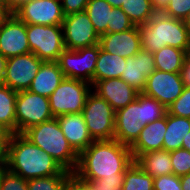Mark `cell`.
I'll list each match as a JSON object with an SVG mask.
<instances>
[{"instance_id": "6da1fadb", "label": "cell", "mask_w": 190, "mask_h": 190, "mask_svg": "<svg viewBox=\"0 0 190 190\" xmlns=\"http://www.w3.org/2000/svg\"><path fill=\"white\" fill-rule=\"evenodd\" d=\"M133 161L130 146L116 139L93 141L78 155L73 175L83 182L123 181L126 169Z\"/></svg>"}, {"instance_id": "603a6c76", "label": "cell", "mask_w": 190, "mask_h": 190, "mask_svg": "<svg viewBox=\"0 0 190 190\" xmlns=\"http://www.w3.org/2000/svg\"><path fill=\"white\" fill-rule=\"evenodd\" d=\"M190 131V119L178 117L166 112V132L163 140V150L172 151L182 147L183 138Z\"/></svg>"}, {"instance_id": "d6a6232c", "label": "cell", "mask_w": 190, "mask_h": 190, "mask_svg": "<svg viewBox=\"0 0 190 190\" xmlns=\"http://www.w3.org/2000/svg\"><path fill=\"white\" fill-rule=\"evenodd\" d=\"M134 24L126 13L119 7H113L111 11L110 24H107V33H116L131 29Z\"/></svg>"}, {"instance_id": "681fc988", "label": "cell", "mask_w": 190, "mask_h": 190, "mask_svg": "<svg viewBox=\"0 0 190 190\" xmlns=\"http://www.w3.org/2000/svg\"><path fill=\"white\" fill-rule=\"evenodd\" d=\"M111 6L113 7H121V4L125 1V0H106Z\"/></svg>"}, {"instance_id": "4fadbf2b", "label": "cell", "mask_w": 190, "mask_h": 190, "mask_svg": "<svg viewBox=\"0 0 190 190\" xmlns=\"http://www.w3.org/2000/svg\"><path fill=\"white\" fill-rule=\"evenodd\" d=\"M184 83L180 73L155 70L147 77L144 95L156 99L168 108L183 92Z\"/></svg>"}, {"instance_id": "c3c4849f", "label": "cell", "mask_w": 190, "mask_h": 190, "mask_svg": "<svg viewBox=\"0 0 190 190\" xmlns=\"http://www.w3.org/2000/svg\"><path fill=\"white\" fill-rule=\"evenodd\" d=\"M181 148L190 151V131L187 133V136L183 138V143Z\"/></svg>"}, {"instance_id": "ffe728a7", "label": "cell", "mask_w": 190, "mask_h": 190, "mask_svg": "<svg viewBox=\"0 0 190 190\" xmlns=\"http://www.w3.org/2000/svg\"><path fill=\"white\" fill-rule=\"evenodd\" d=\"M166 132V114L164 117L144 126L139 137L130 146L133 160L139 155L150 151L163 150Z\"/></svg>"}, {"instance_id": "f5cc1de1", "label": "cell", "mask_w": 190, "mask_h": 190, "mask_svg": "<svg viewBox=\"0 0 190 190\" xmlns=\"http://www.w3.org/2000/svg\"><path fill=\"white\" fill-rule=\"evenodd\" d=\"M0 7H3L7 10V1L6 0H0Z\"/></svg>"}, {"instance_id": "7c38bea8", "label": "cell", "mask_w": 190, "mask_h": 190, "mask_svg": "<svg viewBox=\"0 0 190 190\" xmlns=\"http://www.w3.org/2000/svg\"><path fill=\"white\" fill-rule=\"evenodd\" d=\"M14 15L26 24L62 25L61 0H29Z\"/></svg>"}, {"instance_id": "277c9868", "label": "cell", "mask_w": 190, "mask_h": 190, "mask_svg": "<svg viewBox=\"0 0 190 190\" xmlns=\"http://www.w3.org/2000/svg\"><path fill=\"white\" fill-rule=\"evenodd\" d=\"M23 135L52 156L65 170L75 171L78 154L69 145L57 118L32 126Z\"/></svg>"}, {"instance_id": "484cf974", "label": "cell", "mask_w": 190, "mask_h": 190, "mask_svg": "<svg viewBox=\"0 0 190 190\" xmlns=\"http://www.w3.org/2000/svg\"><path fill=\"white\" fill-rule=\"evenodd\" d=\"M153 54L156 70L170 73H180L184 59L188 55L185 50L171 46L162 47Z\"/></svg>"}, {"instance_id": "7dc6e473", "label": "cell", "mask_w": 190, "mask_h": 190, "mask_svg": "<svg viewBox=\"0 0 190 190\" xmlns=\"http://www.w3.org/2000/svg\"><path fill=\"white\" fill-rule=\"evenodd\" d=\"M11 14L3 7H0V26Z\"/></svg>"}, {"instance_id": "52a82bcc", "label": "cell", "mask_w": 190, "mask_h": 190, "mask_svg": "<svg viewBox=\"0 0 190 190\" xmlns=\"http://www.w3.org/2000/svg\"><path fill=\"white\" fill-rule=\"evenodd\" d=\"M16 133L23 134L32 126L54 118L49 98L29 90L17 92L15 103Z\"/></svg>"}, {"instance_id": "83f0119b", "label": "cell", "mask_w": 190, "mask_h": 190, "mask_svg": "<svg viewBox=\"0 0 190 190\" xmlns=\"http://www.w3.org/2000/svg\"><path fill=\"white\" fill-rule=\"evenodd\" d=\"M120 8L135 26L146 24L157 13L151 0H125Z\"/></svg>"}, {"instance_id": "4dcf8cb0", "label": "cell", "mask_w": 190, "mask_h": 190, "mask_svg": "<svg viewBox=\"0 0 190 190\" xmlns=\"http://www.w3.org/2000/svg\"><path fill=\"white\" fill-rule=\"evenodd\" d=\"M73 173L64 170L61 174L27 180L28 190H65Z\"/></svg>"}, {"instance_id": "cb8c5ba5", "label": "cell", "mask_w": 190, "mask_h": 190, "mask_svg": "<svg viewBox=\"0 0 190 190\" xmlns=\"http://www.w3.org/2000/svg\"><path fill=\"white\" fill-rule=\"evenodd\" d=\"M126 58L99 50L95 65L94 84L105 79L120 78L125 69Z\"/></svg>"}, {"instance_id": "5b68a950", "label": "cell", "mask_w": 190, "mask_h": 190, "mask_svg": "<svg viewBox=\"0 0 190 190\" xmlns=\"http://www.w3.org/2000/svg\"><path fill=\"white\" fill-rule=\"evenodd\" d=\"M81 114L94 141L114 139L116 111L105 99L91 91Z\"/></svg>"}, {"instance_id": "7402d4cb", "label": "cell", "mask_w": 190, "mask_h": 190, "mask_svg": "<svg viewBox=\"0 0 190 190\" xmlns=\"http://www.w3.org/2000/svg\"><path fill=\"white\" fill-rule=\"evenodd\" d=\"M134 161L144 172L153 178L173 173L170 151L167 150L143 153Z\"/></svg>"}, {"instance_id": "f546056e", "label": "cell", "mask_w": 190, "mask_h": 190, "mask_svg": "<svg viewBox=\"0 0 190 190\" xmlns=\"http://www.w3.org/2000/svg\"><path fill=\"white\" fill-rule=\"evenodd\" d=\"M166 112L167 108L156 99L148 97L143 93L138 94L139 121L143 126L164 117Z\"/></svg>"}, {"instance_id": "f907efd6", "label": "cell", "mask_w": 190, "mask_h": 190, "mask_svg": "<svg viewBox=\"0 0 190 190\" xmlns=\"http://www.w3.org/2000/svg\"><path fill=\"white\" fill-rule=\"evenodd\" d=\"M183 23L185 24V26L188 28L190 32V11L187 13L186 17L184 18Z\"/></svg>"}, {"instance_id": "7a4b0ae2", "label": "cell", "mask_w": 190, "mask_h": 190, "mask_svg": "<svg viewBox=\"0 0 190 190\" xmlns=\"http://www.w3.org/2000/svg\"><path fill=\"white\" fill-rule=\"evenodd\" d=\"M6 168L25 180L61 174L65 169L23 134H10Z\"/></svg>"}, {"instance_id": "f6af8a7d", "label": "cell", "mask_w": 190, "mask_h": 190, "mask_svg": "<svg viewBox=\"0 0 190 190\" xmlns=\"http://www.w3.org/2000/svg\"><path fill=\"white\" fill-rule=\"evenodd\" d=\"M170 0H151L153 7L157 12H161Z\"/></svg>"}, {"instance_id": "d4e9b609", "label": "cell", "mask_w": 190, "mask_h": 190, "mask_svg": "<svg viewBox=\"0 0 190 190\" xmlns=\"http://www.w3.org/2000/svg\"><path fill=\"white\" fill-rule=\"evenodd\" d=\"M16 97L17 91L0 85V127L9 134L16 133Z\"/></svg>"}, {"instance_id": "f35d334b", "label": "cell", "mask_w": 190, "mask_h": 190, "mask_svg": "<svg viewBox=\"0 0 190 190\" xmlns=\"http://www.w3.org/2000/svg\"><path fill=\"white\" fill-rule=\"evenodd\" d=\"M123 181H105L102 179L94 180L88 183L93 190H121Z\"/></svg>"}, {"instance_id": "ac0fdd59", "label": "cell", "mask_w": 190, "mask_h": 190, "mask_svg": "<svg viewBox=\"0 0 190 190\" xmlns=\"http://www.w3.org/2000/svg\"><path fill=\"white\" fill-rule=\"evenodd\" d=\"M143 128L144 126L139 121L137 96L133 102L116 111L114 139L131 146Z\"/></svg>"}, {"instance_id": "836d02e7", "label": "cell", "mask_w": 190, "mask_h": 190, "mask_svg": "<svg viewBox=\"0 0 190 190\" xmlns=\"http://www.w3.org/2000/svg\"><path fill=\"white\" fill-rule=\"evenodd\" d=\"M0 190H28L27 180L9 171L0 170Z\"/></svg>"}, {"instance_id": "8992f818", "label": "cell", "mask_w": 190, "mask_h": 190, "mask_svg": "<svg viewBox=\"0 0 190 190\" xmlns=\"http://www.w3.org/2000/svg\"><path fill=\"white\" fill-rule=\"evenodd\" d=\"M91 91L92 85L88 82L64 78L48 97L53 116L56 118L65 114L81 113Z\"/></svg>"}, {"instance_id": "3957f363", "label": "cell", "mask_w": 190, "mask_h": 190, "mask_svg": "<svg viewBox=\"0 0 190 190\" xmlns=\"http://www.w3.org/2000/svg\"><path fill=\"white\" fill-rule=\"evenodd\" d=\"M141 47L151 53L171 46L190 54V32L183 23L157 12L146 24L139 26Z\"/></svg>"}, {"instance_id": "4316f807", "label": "cell", "mask_w": 190, "mask_h": 190, "mask_svg": "<svg viewBox=\"0 0 190 190\" xmlns=\"http://www.w3.org/2000/svg\"><path fill=\"white\" fill-rule=\"evenodd\" d=\"M111 6L106 0H89L85 8L95 31L99 36L107 34V24H110Z\"/></svg>"}, {"instance_id": "5bb4252c", "label": "cell", "mask_w": 190, "mask_h": 190, "mask_svg": "<svg viewBox=\"0 0 190 190\" xmlns=\"http://www.w3.org/2000/svg\"><path fill=\"white\" fill-rule=\"evenodd\" d=\"M30 52L26 23L11 14L0 26V54L10 58Z\"/></svg>"}, {"instance_id": "bcb514c9", "label": "cell", "mask_w": 190, "mask_h": 190, "mask_svg": "<svg viewBox=\"0 0 190 190\" xmlns=\"http://www.w3.org/2000/svg\"><path fill=\"white\" fill-rule=\"evenodd\" d=\"M182 190H190V173L180 176Z\"/></svg>"}, {"instance_id": "f1b7e54d", "label": "cell", "mask_w": 190, "mask_h": 190, "mask_svg": "<svg viewBox=\"0 0 190 190\" xmlns=\"http://www.w3.org/2000/svg\"><path fill=\"white\" fill-rule=\"evenodd\" d=\"M121 190H154L153 177L133 161L126 169Z\"/></svg>"}, {"instance_id": "ee69618b", "label": "cell", "mask_w": 190, "mask_h": 190, "mask_svg": "<svg viewBox=\"0 0 190 190\" xmlns=\"http://www.w3.org/2000/svg\"><path fill=\"white\" fill-rule=\"evenodd\" d=\"M8 58L0 54V85H3Z\"/></svg>"}, {"instance_id": "1f68e13d", "label": "cell", "mask_w": 190, "mask_h": 190, "mask_svg": "<svg viewBox=\"0 0 190 190\" xmlns=\"http://www.w3.org/2000/svg\"><path fill=\"white\" fill-rule=\"evenodd\" d=\"M173 174L183 176L190 173V151L180 148L170 151Z\"/></svg>"}, {"instance_id": "7bdbcfd3", "label": "cell", "mask_w": 190, "mask_h": 190, "mask_svg": "<svg viewBox=\"0 0 190 190\" xmlns=\"http://www.w3.org/2000/svg\"><path fill=\"white\" fill-rule=\"evenodd\" d=\"M7 11L10 14H14L21 6H23L29 0H6Z\"/></svg>"}, {"instance_id": "b9f144b4", "label": "cell", "mask_w": 190, "mask_h": 190, "mask_svg": "<svg viewBox=\"0 0 190 190\" xmlns=\"http://www.w3.org/2000/svg\"><path fill=\"white\" fill-rule=\"evenodd\" d=\"M180 75L184 83V87H190V54H188L184 59Z\"/></svg>"}, {"instance_id": "30bf717a", "label": "cell", "mask_w": 190, "mask_h": 190, "mask_svg": "<svg viewBox=\"0 0 190 190\" xmlns=\"http://www.w3.org/2000/svg\"><path fill=\"white\" fill-rule=\"evenodd\" d=\"M62 29L65 48L68 50H78L99 44L100 36L85 11L64 16Z\"/></svg>"}, {"instance_id": "8d00e7d4", "label": "cell", "mask_w": 190, "mask_h": 190, "mask_svg": "<svg viewBox=\"0 0 190 190\" xmlns=\"http://www.w3.org/2000/svg\"><path fill=\"white\" fill-rule=\"evenodd\" d=\"M154 190H182L180 176L175 174L162 175L153 178Z\"/></svg>"}, {"instance_id": "74e56055", "label": "cell", "mask_w": 190, "mask_h": 190, "mask_svg": "<svg viewBox=\"0 0 190 190\" xmlns=\"http://www.w3.org/2000/svg\"><path fill=\"white\" fill-rule=\"evenodd\" d=\"M89 0H61L62 12L64 16L85 11Z\"/></svg>"}, {"instance_id": "e575fe53", "label": "cell", "mask_w": 190, "mask_h": 190, "mask_svg": "<svg viewBox=\"0 0 190 190\" xmlns=\"http://www.w3.org/2000/svg\"><path fill=\"white\" fill-rule=\"evenodd\" d=\"M167 113L190 119V87H184L182 94L168 106Z\"/></svg>"}, {"instance_id": "e0dca14e", "label": "cell", "mask_w": 190, "mask_h": 190, "mask_svg": "<svg viewBox=\"0 0 190 190\" xmlns=\"http://www.w3.org/2000/svg\"><path fill=\"white\" fill-rule=\"evenodd\" d=\"M92 91L105 99L117 111L133 102L139 92L121 78L97 81L92 86Z\"/></svg>"}, {"instance_id": "ab89813d", "label": "cell", "mask_w": 190, "mask_h": 190, "mask_svg": "<svg viewBox=\"0 0 190 190\" xmlns=\"http://www.w3.org/2000/svg\"><path fill=\"white\" fill-rule=\"evenodd\" d=\"M65 190H93V188L88 183L81 181L72 174Z\"/></svg>"}, {"instance_id": "9a60e30c", "label": "cell", "mask_w": 190, "mask_h": 190, "mask_svg": "<svg viewBox=\"0 0 190 190\" xmlns=\"http://www.w3.org/2000/svg\"><path fill=\"white\" fill-rule=\"evenodd\" d=\"M155 70L154 54L141 48L134 56L126 58L125 69L120 78L142 93L146 87L147 77Z\"/></svg>"}, {"instance_id": "2e32d148", "label": "cell", "mask_w": 190, "mask_h": 190, "mask_svg": "<svg viewBox=\"0 0 190 190\" xmlns=\"http://www.w3.org/2000/svg\"><path fill=\"white\" fill-rule=\"evenodd\" d=\"M100 48L110 54L124 58L134 56L141 47L139 26L116 33L102 34L99 38Z\"/></svg>"}, {"instance_id": "60d3db41", "label": "cell", "mask_w": 190, "mask_h": 190, "mask_svg": "<svg viewBox=\"0 0 190 190\" xmlns=\"http://www.w3.org/2000/svg\"><path fill=\"white\" fill-rule=\"evenodd\" d=\"M10 137H0V170L7 166L8 142Z\"/></svg>"}, {"instance_id": "816d5d0a", "label": "cell", "mask_w": 190, "mask_h": 190, "mask_svg": "<svg viewBox=\"0 0 190 190\" xmlns=\"http://www.w3.org/2000/svg\"><path fill=\"white\" fill-rule=\"evenodd\" d=\"M0 137H10V134L4 132V130L0 127Z\"/></svg>"}, {"instance_id": "8fae6325", "label": "cell", "mask_w": 190, "mask_h": 190, "mask_svg": "<svg viewBox=\"0 0 190 190\" xmlns=\"http://www.w3.org/2000/svg\"><path fill=\"white\" fill-rule=\"evenodd\" d=\"M43 62L32 52L8 58L3 85L17 92L28 90Z\"/></svg>"}, {"instance_id": "9c48e42d", "label": "cell", "mask_w": 190, "mask_h": 190, "mask_svg": "<svg viewBox=\"0 0 190 190\" xmlns=\"http://www.w3.org/2000/svg\"><path fill=\"white\" fill-rule=\"evenodd\" d=\"M99 50V44L78 50L65 49L57 60L65 78L82 80L93 86Z\"/></svg>"}, {"instance_id": "44dd1931", "label": "cell", "mask_w": 190, "mask_h": 190, "mask_svg": "<svg viewBox=\"0 0 190 190\" xmlns=\"http://www.w3.org/2000/svg\"><path fill=\"white\" fill-rule=\"evenodd\" d=\"M64 78L57 61H44L28 90L49 97Z\"/></svg>"}, {"instance_id": "ba28073f", "label": "cell", "mask_w": 190, "mask_h": 190, "mask_svg": "<svg viewBox=\"0 0 190 190\" xmlns=\"http://www.w3.org/2000/svg\"><path fill=\"white\" fill-rule=\"evenodd\" d=\"M30 50L42 61H57L66 49L62 25L26 24Z\"/></svg>"}, {"instance_id": "d6986e66", "label": "cell", "mask_w": 190, "mask_h": 190, "mask_svg": "<svg viewBox=\"0 0 190 190\" xmlns=\"http://www.w3.org/2000/svg\"><path fill=\"white\" fill-rule=\"evenodd\" d=\"M56 118L69 145L78 155L93 143L81 113L65 114Z\"/></svg>"}, {"instance_id": "d590c367", "label": "cell", "mask_w": 190, "mask_h": 190, "mask_svg": "<svg viewBox=\"0 0 190 190\" xmlns=\"http://www.w3.org/2000/svg\"><path fill=\"white\" fill-rule=\"evenodd\" d=\"M189 11L190 0H170L161 12L166 16L184 20Z\"/></svg>"}]
</instances>
